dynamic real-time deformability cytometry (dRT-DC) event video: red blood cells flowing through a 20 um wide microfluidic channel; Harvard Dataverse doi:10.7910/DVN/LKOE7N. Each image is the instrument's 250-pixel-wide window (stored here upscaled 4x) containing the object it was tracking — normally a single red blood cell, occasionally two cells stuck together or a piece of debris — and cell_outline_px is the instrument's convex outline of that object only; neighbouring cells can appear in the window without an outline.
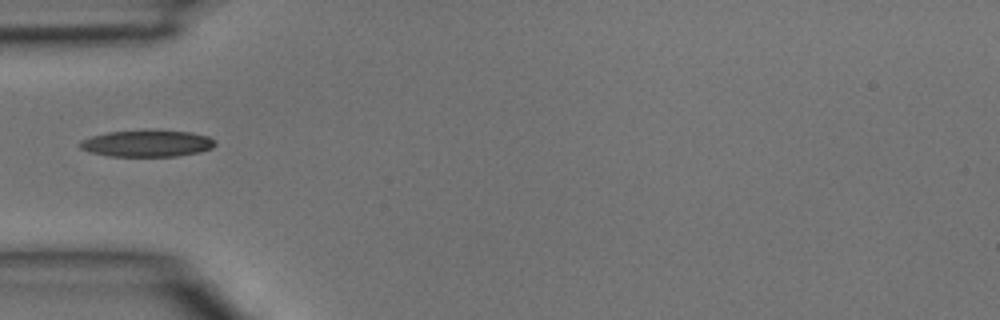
{"species": "common noctule bat (a hibernating species)", "species_latin": "Nyctalus noctula", "temperature_condition": "room temperature", "stored_images_in_passage": 3, "camera_frame_rate_fps": 3000, "um_per_image_px": 0.085, "animal": {"sex": "male", "body_mass_g": 15.6}, "frame": {"image": 1, "passage_image": 3, "time_ms": 0.667, "image_size_px": [1000, 320], "cell_outline_px": [[216, 144], [212, 148], [200, 152], [176, 156], [108, 156], [88, 152], [80, 148], [80, 140], [92, 136], [108, 132], [144, 128], [192, 132], [208, 136], [216, 140]], "centroid_in_image_um": [12.51, 12.16], "position_along_channel_um": 72.5, "area_um2": 21.68}}